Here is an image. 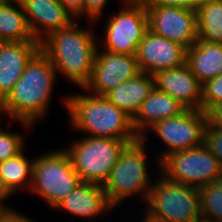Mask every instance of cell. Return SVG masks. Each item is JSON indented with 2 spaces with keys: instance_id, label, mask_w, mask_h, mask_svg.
Segmentation results:
<instances>
[{
  "instance_id": "cell-19",
  "label": "cell",
  "mask_w": 222,
  "mask_h": 222,
  "mask_svg": "<svg viewBox=\"0 0 222 222\" xmlns=\"http://www.w3.org/2000/svg\"><path fill=\"white\" fill-rule=\"evenodd\" d=\"M154 87L153 75L140 72L134 78L119 84L105 97L133 118Z\"/></svg>"
},
{
  "instance_id": "cell-1",
  "label": "cell",
  "mask_w": 222,
  "mask_h": 222,
  "mask_svg": "<svg viewBox=\"0 0 222 222\" xmlns=\"http://www.w3.org/2000/svg\"><path fill=\"white\" fill-rule=\"evenodd\" d=\"M56 75L52 62L39 51L26 65L12 90L0 102L1 113L30 128L49 108L47 106Z\"/></svg>"
},
{
  "instance_id": "cell-2",
  "label": "cell",
  "mask_w": 222,
  "mask_h": 222,
  "mask_svg": "<svg viewBox=\"0 0 222 222\" xmlns=\"http://www.w3.org/2000/svg\"><path fill=\"white\" fill-rule=\"evenodd\" d=\"M74 21L70 26L54 31L40 42V51L52 62L56 72L80 88L90 80L97 42L94 34L79 28Z\"/></svg>"
},
{
  "instance_id": "cell-7",
  "label": "cell",
  "mask_w": 222,
  "mask_h": 222,
  "mask_svg": "<svg viewBox=\"0 0 222 222\" xmlns=\"http://www.w3.org/2000/svg\"><path fill=\"white\" fill-rule=\"evenodd\" d=\"M128 143L131 142L85 136L65 151L69 154L81 182L102 186Z\"/></svg>"
},
{
  "instance_id": "cell-20",
  "label": "cell",
  "mask_w": 222,
  "mask_h": 222,
  "mask_svg": "<svg viewBox=\"0 0 222 222\" xmlns=\"http://www.w3.org/2000/svg\"><path fill=\"white\" fill-rule=\"evenodd\" d=\"M186 64L201 84L222 74V43L197 39L186 51Z\"/></svg>"
},
{
  "instance_id": "cell-33",
  "label": "cell",
  "mask_w": 222,
  "mask_h": 222,
  "mask_svg": "<svg viewBox=\"0 0 222 222\" xmlns=\"http://www.w3.org/2000/svg\"><path fill=\"white\" fill-rule=\"evenodd\" d=\"M11 194L13 193L8 189V187L5 185L3 179L0 176V209L11 210L8 207L1 205V202H3L5 198L7 199Z\"/></svg>"
},
{
  "instance_id": "cell-14",
  "label": "cell",
  "mask_w": 222,
  "mask_h": 222,
  "mask_svg": "<svg viewBox=\"0 0 222 222\" xmlns=\"http://www.w3.org/2000/svg\"><path fill=\"white\" fill-rule=\"evenodd\" d=\"M28 27L40 43L54 31L70 26L75 19L59 0H19Z\"/></svg>"
},
{
  "instance_id": "cell-34",
  "label": "cell",
  "mask_w": 222,
  "mask_h": 222,
  "mask_svg": "<svg viewBox=\"0 0 222 222\" xmlns=\"http://www.w3.org/2000/svg\"><path fill=\"white\" fill-rule=\"evenodd\" d=\"M217 0H186V7L197 10L198 8L206 5L207 3Z\"/></svg>"
},
{
  "instance_id": "cell-31",
  "label": "cell",
  "mask_w": 222,
  "mask_h": 222,
  "mask_svg": "<svg viewBox=\"0 0 222 222\" xmlns=\"http://www.w3.org/2000/svg\"><path fill=\"white\" fill-rule=\"evenodd\" d=\"M144 6L186 7V0H140Z\"/></svg>"
},
{
  "instance_id": "cell-5",
  "label": "cell",
  "mask_w": 222,
  "mask_h": 222,
  "mask_svg": "<svg viewBox=\"0 0 222 222\" xmlns=\"http://www.w3.org/2000/svg\"><path fill=\"white\" fill-rule=\"evenodd\" d=\"M146 216L160 222H196L202 219L199 189L168 180L151 184Z\"/></svg>"
},
{
  "instance_id": "cell-24",
  "label": "cell",
  "mask_w": 222,
  "mask_h": 222,
  "mask_svg": "<svg viewBox=\"0 0 222 222\" xmlns=\"http://www.w3.org/2000/svg\"><path fill=\"white\" fill-rule=\"evenodd\" d=\"M202 219L222 222V176L199 188Z\"/></svg>"
},
{
  "instance_id": "cell-15",
  "label": "cell",
  "mask_w": 222,
  "mask_h": 222,
  "mask_svg": "<svg viewBox=\"0 0 222 222\" xmlns=\"http://www.w3.org/2000/svg\"><path fill=\"white\" fill-rule=\"evenodd\" d=\"M155 88L175 98L186 109L201 110L202 84L188 65L160 70L153 75Z\"/></svg>"
},
{
  "instance_id": "cell-27",
  "label": "cell",
  "mask_w": 222,
  "mask_h": 222,
  "mask_svg": "<svg viewBox=\"0 0 222 222\" xmlns=\"http://www.w3.org/2000/svg\"><path fill=\"white\" fill-rule=\"evenodd\" d=\"M204 144L211 153L218 159L222 167V128L212 127L207 123L205 128Z\"/></svg>"
},
{
  "instance_id": "cell-21",
  "label": "cell",
  "mask_w": 222,
  "mask_h": 222,
  "mask_svg": "<svg viewBox=\"0 0 222 222\" xmlns=\"http://www.w3.org/2000/svg\"><path fill=\"white\" fill-rule=\"evenodd\" d=\"M26 41L37 40L30 32L20 1L0 0V42Z\"/></svg>"
},
{
  "instance_id": "cell-12",
  "label": "cell",
  "mask_w": 222,
  "mask_h": 222,
  "mask_svg": "<svg viewBox=\"0 0 222 222\" xmlns=\"http://www.w3.org/2000/svg\"><path fill=\"white\" fill-rule=\"evenodd\" d=\"M95 54L90 80L82 88L97 96H105L119 84L140 73L135 55L111 53L103 50Z\"/></svg>"
},
{
  "instance_id": "cell-29",
  "label": "cell",
  "mask_w": 222,
  "mask_h": 222,
  "mask_svg": "<svg viewBox=\"0 0 222 222\" xmlns=\"http://www.w3.org/2000/svg\"><path fill=\"white\" fill-rule=\"evenodd\" d=\"M206 114L210 126L222 128V102L213 105Z\"/></svg>"
},
{
  "instance_id": "cell-22",
  "label": "cell",
  "mask_w": 222,
  "mask_h": 222,
  "mask_svg": "<svg viewBox=\"0 0 222 222\" xmlns=\"http://www.w3.org/2000/svg\"><path fill=\"white\" fill-rule=\"evenodd\" d=\"M33 162L34 159L29 161L24 156L23 151L14 157L0 162V176L12 193H16V190L21 188H30Z\"/></svg>"
},
{
  "instance_id": "cell-11",
  "label": "cell",
  "mask_w": 222,
  "mask_h": 222,
  "mask_svg": "<svg viewBox=\"0 0 222 222\" xmlns=\"http://www.w3.org/2000/svg\"><path fill=\"white\" fill-rule=\"evenodd\" d=\"M148 28L154 34L188 49L198 39L196 10L188 7L145 6Z\"/></svg>"
},
{
  "instance_id": "cell-13",
  "label": "cell",
  "mask_w": 222,
  "mask_h": 222,
  "mask_svg": "<svg viewBox=\"0 0 222 222\" xmlns=\"http://www.w3.org/2000/svg\"><path fill=\"white\" fill-rule=\"evenodd\" d=\"M187 49L149 29L138 45L136 60L140 72L154 75L160 70L177 68L186 63Z\"/></svg>"
},
{
  "instance_id": "cell-16",
  "label": "cell",
  "mask_w": 222,
  "mask_h": 222,
  "mask_svg": "<svg viewBox=\"0 0 222 222\" xmlns=\"http://www.w3.org/2000/svg\"><path fill=\"white\" fill-rule=\"evenodd\" d=\"M39 51L38 41L0 42V102L12 90L26 65Z\"/></svg>"
},
{
  "instance_id": "cell-26",
  "label": "cell",
  "mask_w": 222,
  "mask_h": 222,
  "mask_svg": "<svg viewBox=\"0 0 222 222\" xmlns=\"http://www.w3.org/2000/svg\"><path fill=\"white\" fill-rule=\"evenodd\" d=\"M222 102V74L202 84L201 110L205 113Z\"/></svg>"
},
{
  "instance_id": "cell-25",
  "label": "cell",
  "mask_w": 222,
  "mask_h": 222,
  "mask_svg": "<svg viewBox=\"0 0 222 222\" xmlns=\"http://www.w3.org/2000/svg\"><path fill=\"white\" fill-rule=\"evenodd\" d=\"M24 136L6 132L0 127V162L20 154L24 148Z\"/></svg>"
},
{
  "instance_id": "cell-35",
  "label": "cell",
  "mask_w": 222,
  "mask_h": 222,
  "mask_svg": "<svg viewBox=\"0 0 222 222\" xmlns=\"http://www.w3.org/2000/svg\"><path fill=\"white\" fill-rule=\"evenodd\" d=\"M145 218L143 219L144 221H141V222H160V221H155L149 217H147L146 215L144 216Z\"/></svg>"
},
{
  "instance_id": "cell-18",
  "label": "cell",
  "mask_w": 222,
  "mask_h": 222,
  "mask_svg": "<svg viewBox=\"0 0 222 222\" xmlns=\"http://www.w3.org/2000/svg\"><path fill=\"white\" fill-rule=\"evenodd\" d=\"M185 110L186 108L175 98L154 87L132 118L134 131L139 137H142L147 128L164 119L176 117Z\"/></svg>"
},
{
  "instance_id": "cell-9",
  "label": "cell",
  "mask_w": 222,
  "mask_h": 222,
  "mask_svg": "<svg viewBox=\"0 0 222 222\" xmlns=\"http://www.w3.org/2000/svg\"><path fill=\"white\" fill-rule=\"evenodd\" d=\"M125 5L105 24V38L100 48L111 53L136 55L137 48L148 28L146 7L140 0H123Z\"/></svg>"
},
{
  "instance_id": "cell-4",
  "label": "cell",
  "mask_w": 222,
  "mask_h": 222,
  "mask_svg": "<svg viewBox=\"0 0 222 222\" xmlns=\"http://www.w3.org/2000/svg\"><path fill=\"white\" fill-rule=\"evenodd\" d=\"M145 138L146 135H143L123 148L116 165L102 185L113 206L138 193L141 200L146 202L148 199L152 183L147 174Z\"/></svg>"
},
{
  "instance_id": "cell-30",
  "label": "cell",
  "mask_w": 222,
  "mask_h": 222,
  "mask_svg": "<svg viewBox=\"0 0 222 222\" xmlns=\"http://www.w3.org/2000/svg\"><path fill=\"white\" fill-rule=\"evenodd\" d=\"M64 8L72 15L80 18L83 15L84 0H59Z\"/></svg>"
},
{
  "instance_id": "cell-37",
  "label": "cell",
  "mask_w": 222,
  "mask_h": 222,
  "mask_svg": "<svg viewBox=\"0 0 222 222\" xmlns=\"http://www.w3.org/2000/svg\"><path fill=\"white\" fill-rule=\"evenodd\" d=\"M196 222H211V221H208V220H205V219H200V220H198Z\"/></svg>"
},
{
  "instance_id": "cell-36",
  "label": "cell",
  "mask_w": 222,
  "mask_h": 222,
  "mask_svg": "<svg viewBox=\"0 0 222 222\" xmlns=\"http://www.w3.org/2000/svg\"><path fill=\"white\" fill-rule=\"evenodd\" d=\"M7 209H0V219L8 212Z\"/></svg>"
},
{
  "instance_id": "cell-17",
  "label": "cell",
  "mask_w": 222,
  "mask_h": 222,
  "mask_svg": "<svg viewBox=\"0 0 222 222\" xmlns=\"http://www.w3.org/2000/svg\"><path fill=\"white\" fill-rule=\"evenodd\" d=\"M113 207L101 185L80 182L55 208L90 220Z\"/></svg>"
},
{
  "instance_id": "cell-6",
  "label": "cell",
  "mask_w": 222,
  "mask_h": 222,
  "mask_svg": "<svg viewBox=\"0 0 222 222\" xmlns=\"http://www.w3.org/2000/svg\"><path fill=\"white\" fill-rule=\"evenodd\" d=\"M80 182L69 154L65 150L50 151L34 159L29 191L55 208Z\"/></svg>"
},
{
  "instance_id": "cell-28",
  "label": "cell",
  "mask_w": 222,
  "mask_h": 222,
  "mask_svg": "<svg viewBox=\"0 0 222 222\" xmlns=\"http://www.w3.org/2000/svg\"><path fill=\"white\" fill-rule=\"evenodd\" d=\"M106 3L108 0H84L83 16L86 14L85 16L93 21L98 19Z\"/></svg>"
},
{
  "instance_id": "cell-23",
  "label": "cell",
  "mask_w": 222,
  "mask_h": 222,
  "mask_svg": "<svg viewBox=\"0 0 222 222\" xmlns=\"http://www.w3.org/2000/svg\"><path fill=\"white\" fill-rule=\"evenodd\" d=\"M198 39L222 43V0L213 1L196 10Z\"/></svg>"
},
{
  "instance_id": "cell-10",
  "label": "cell",
  "mask_w": 222,
  "mask_h": 222,
  "mask_svg": "<svg viewBox=\"0 0 222 222\" xmlns=\"http://www.w3.org/2000/svg\"><path fill=\"white\" fill-rule=\"evenodd\" d=\"M206 126L207 114L197 109H186L176 117L155 123L150 128L168 146L158 162L173 152L203 145Z\"/></svg>"
},
{
  "instance_id": "cell-8",
  "label": "cell",
  "mask_w": 222,
  "mask_h": 222,
  "mask_svg": "<svg viewBox=\"0 0 222 222\" xmlns=\"http://www.w3.org/2000/svg\"><path fill=\"white\" fill-rule=\"evenodd\" d=\"M158 165L161 167V175L168 180L198 189L222 176L218 159L205 144L173 152Z\"/></svg>"
},
{
  "instance_id": "cell-32",
  "label": "cell",
  "mask_w": 222,
  "mask_h": 222,
  "mask_svg": "<svg viewBox=\"0 0 222 222\" xmlns=\"http://www.w3.org/2000/svg\"><path fill=\"white\" fill-rule=\"evenodd\" d=\"M0 222H34L30 220L22 213H18L15 210H9L1 219Z\"/></svg>"
},
{
  "instance_id": "cell-3",
  "label": "cell",
  "mask_w": 222,
  "mask_h": 222,
  "mask_svg": "<svg viewBox=\"0 0 222 222\" xmlns=\"http://www.w3.org/2000/svg\"><path fill=\"white\" fill-rule=\"evenodd\" d=\"M73 128L90 133L88 137H104L134 142L132 118L105 96L75 94L63 100Z\"/></svg>"
}]
</instances>
